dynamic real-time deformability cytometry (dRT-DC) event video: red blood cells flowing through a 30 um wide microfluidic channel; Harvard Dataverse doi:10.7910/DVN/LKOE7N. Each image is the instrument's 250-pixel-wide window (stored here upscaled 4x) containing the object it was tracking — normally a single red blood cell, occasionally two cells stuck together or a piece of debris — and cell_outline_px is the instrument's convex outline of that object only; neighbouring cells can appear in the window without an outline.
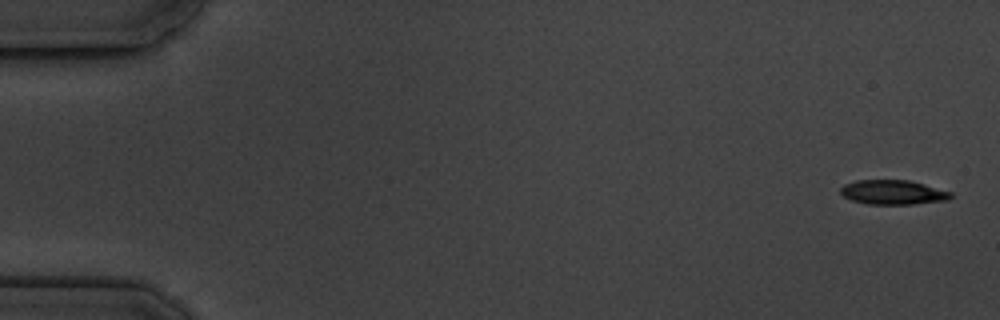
{"species": "common noctule bat (a hibernating species)", "species_latin": "Nyctalus noctula", "temperature_condition": "cold", "stored_images_in_passage": 8, "camera_frame_rate_fps": 3000, "um_per_image_px": 0.085, "animal": {"sex": "male", "body_mass_g": 19.5, "forearm_length_mm": 54.6}, "frame": {"image": 1, "passage_image": 1, "time_ms": 0.0, "image_size_px": [1000, 320], "cell_outline_px": [[952, 196], [948, 200], [912, 204], [868, 204], [852, 200], [844, 196], [840, 192], [840, 188], [844, 184], [856, 180], [908, 180], [924, 184], [952, 192]], "centroid_in_image_um": [75.9, 16.34], "position_along_channel_um": 9.1, "area_um2": 15.66}}
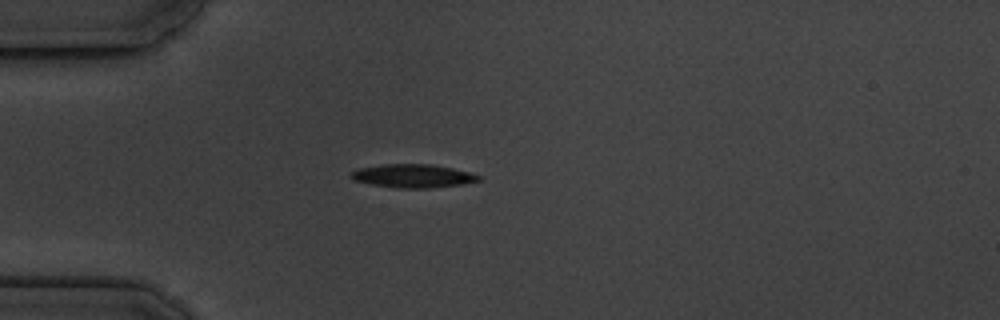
{"frame": {"image": 2, "passage_image": 5, "time_ms": 4.667, "image_size_px": [1000, 320], "cell_outline_px": [[480, 180], [460, 184], [432, 188], [396, 188], [372, 184], [356, 180], [348, 176], [356, 168], [380, 164], [428, 164], [452, 168], [468, 172], [480, 176]], "centroid_in_image_um": [35.04, 14.95], "position_along_channel_um": 50.0, "area_um2": 17.28}}
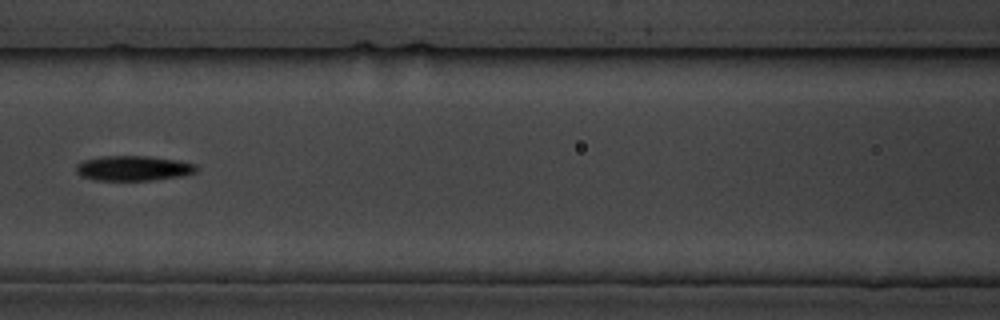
{"frame": {"image": 3, "passage_image": 8, "time_ms": 8.0, "image_size_px": [1000, 320], "cell_outline_px": [[200, 168], [196, 172], [180, 176], [152, 180], [96, 180], [80, 176], [76, 172], [76, 164], [84, 160], [100, 156], [148, 156], [180, 160], [196, 164]], "centroid_in_image_um": [11.35, 14.29], "position_along_channel_um": 155.2, "area_um2": 17.69}}